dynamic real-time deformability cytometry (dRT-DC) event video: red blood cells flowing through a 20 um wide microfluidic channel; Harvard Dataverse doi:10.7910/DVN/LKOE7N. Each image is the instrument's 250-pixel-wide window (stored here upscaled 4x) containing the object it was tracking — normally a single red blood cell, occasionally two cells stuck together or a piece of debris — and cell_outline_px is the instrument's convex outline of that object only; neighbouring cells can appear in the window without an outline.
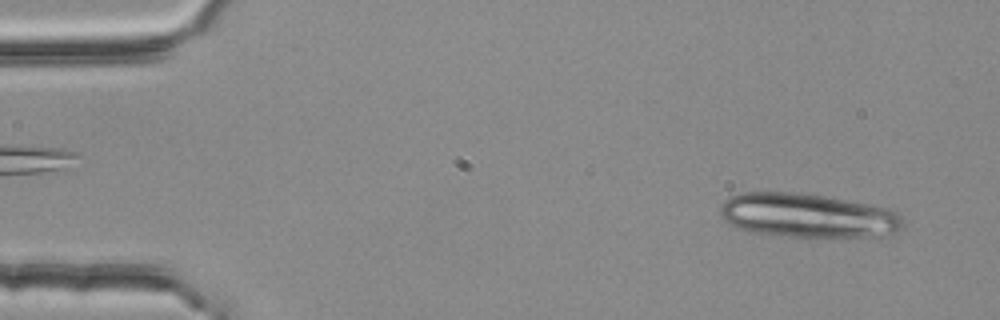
{"species": "common noctule bat (a hibernating species)", "species_latin": "Nyctalus noctula", "temperature_condition": "room temperature", "stored_images_in_passage": 51, "segment_of_instrument_passage": [1, 2], "camera_frame_rate_fps": 3000, "um_per_image_px": 0.085, "animal": {"sex": "female", "body_mass_g": 25.1}, "frame": {"image": 1, "passage_image": 2, "time_ms": 0.333, "image_size_px": [1000, 320], "cell_outline_px": [[904, 228], [880, 236], [792, 236], [748, 232], [736, 228], [728, 224], [720, 216], [720, 204], [728, 196], [744, 192], [792, 192], [824, 196], [888, 208], [896, 212], [900, 216], [904, 224]], "centroid_in_image_um": [68.57, 18.31], "position_along_channel_um": 16.4, "area_um2": 46.88}}